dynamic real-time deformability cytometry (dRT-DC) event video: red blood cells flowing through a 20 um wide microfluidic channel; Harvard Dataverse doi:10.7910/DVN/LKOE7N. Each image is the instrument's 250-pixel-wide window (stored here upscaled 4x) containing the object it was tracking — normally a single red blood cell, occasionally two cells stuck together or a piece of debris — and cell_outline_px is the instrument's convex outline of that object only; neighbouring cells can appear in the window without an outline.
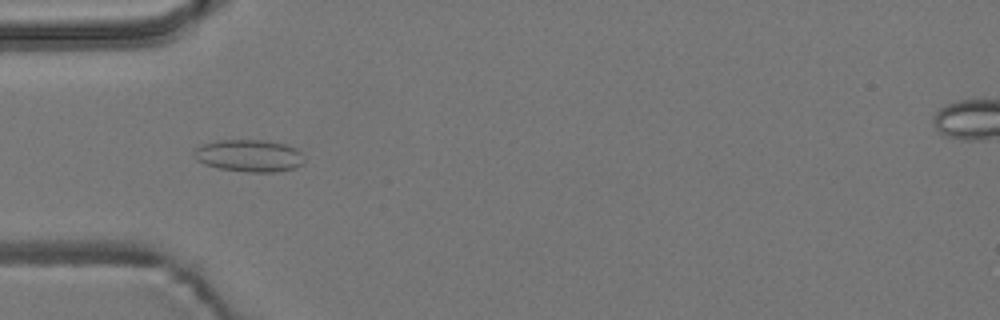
{"species": "common noctule bat (a hibernating species)", "species_latin": "Nyctalus noctula", "temperature_condition": "room temperature", "stored_images_in_passage": 8, "camera_frame_rate_fps": 3000, "um_per_image_px": 0.085, "animal": {"sex": "male", "body_mass_g": 19.2, "forearm_length_mm": 51.8}, "frame": {"image": 1, "passage_image": 4, "time_ms": 4.333, "image_size_px": [1000, 320], "cell_outline_px": [[304, 164], [296, 168], [276, 172], [248, 172], [220, 168], [204, 164], [196, 160], [192, 156], [192, 152], [196, 148], [204, 144], [216, 140], [268, 140], [288, 144], [296, 148], [300, 152], [304, 160]], "centroid_in_image_um": [21.19, 13.23], "position_along_channel_um": 63.8, "area_um2": 20.98}}
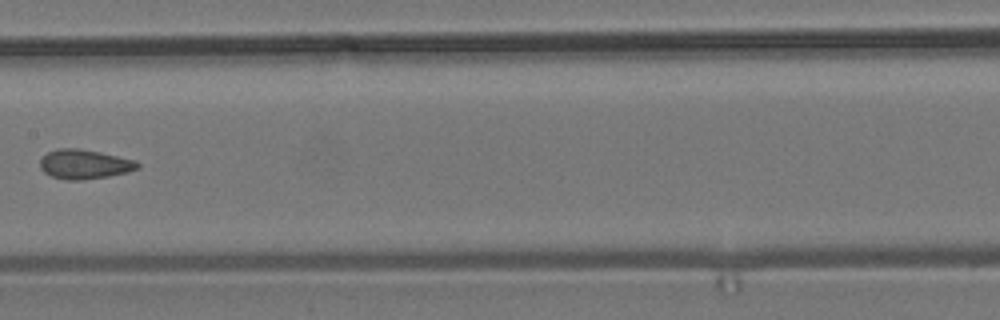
{"frame": {"image": 2, "passage_image": 7, "time_ms": 8.0, "image_size_px": [1000, 320], "cell_outline_px": [[140, 168], [128, 172], [108, 176], [80, 180], [68, 180], [52, 176], [44, 172], [40, 168], [40, 160], [48, 152], [60, 148], [80, 148], [100, 152], [136, 160], [140, 164]], "centroid_in_image_um": [7.2, 13.95], "position_along_channel_um": 200.2, "area_um2": 16.7}}
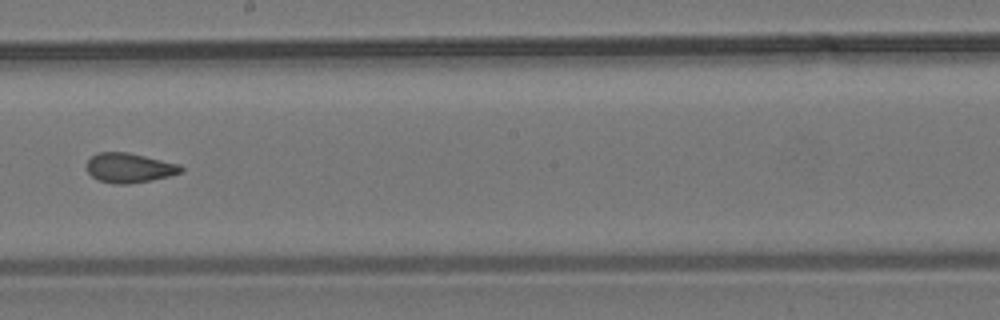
{"frame": {"image": 3, "passage_image": 8, "time_ms": 9.0, "image_size_px": [1000, 320], "cell_outline_px": [[184, 172], [152, 180], [128, 184], [112, 184], [100, 180], [92, 176], [88, 172], [88, 160], [96, 152], [128, 152], [180, 164], [184, 168]], "centroid_in_image_um": [11.03, 14.26], "position_along_channel_um": 237.2, "area_um2": 16.3}}